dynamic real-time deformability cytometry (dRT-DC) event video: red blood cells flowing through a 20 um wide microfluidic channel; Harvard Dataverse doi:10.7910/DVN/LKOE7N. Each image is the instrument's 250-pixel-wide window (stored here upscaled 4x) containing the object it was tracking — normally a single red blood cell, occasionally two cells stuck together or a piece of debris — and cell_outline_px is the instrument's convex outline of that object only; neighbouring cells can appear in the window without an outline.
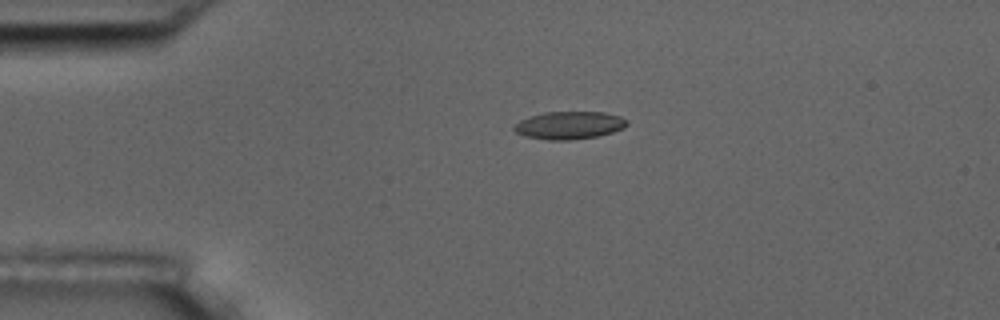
{"species": "common noctule bat (a hibernating species)", "species_latin": "Nyctalus noctula", "temperature_condition": "room temperature", "stored_images_in_passage": 43, "camera_frame_rate_fps": 3000, "um_per_image_px": 0.085, "animal": {"sex": "male", "body_mass_g": 17.5, "forearm_length_mm": 52.3}, "frame": {"image": 1, "passage_image": 1, "time_ms": 0.0, "image_size_px": [1000, 320], "cell_outline_px": [[628, 124], [624, 128], [600, 136], [568, 140], [548, 140], [524, 136], [516, 132], [512, 128], [520, 120], [544, 112], [604, 112], [620, 116], [628, 120]], "centroid_in_image_um": [48.41, 10.65], "position_along_channel_um": 36.6, "area_um2": 18.26}}
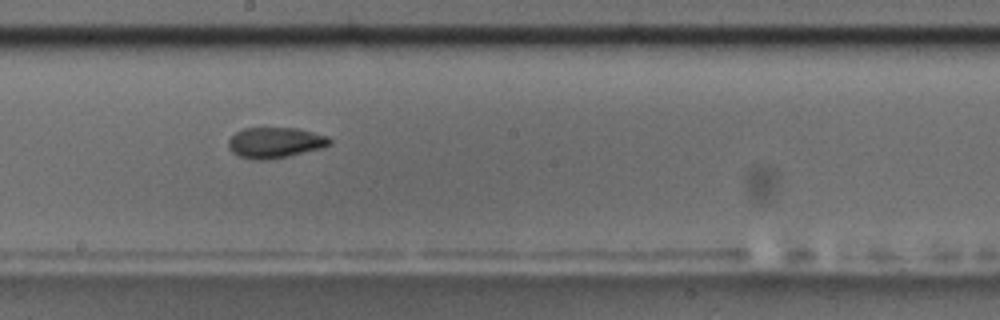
{"frame": {"image": 2, "passage_image": 19, "time_ms": 6.0, "image_size_px": [1000, 320], "cell_outline_px": [[332, 144], [324, 148], [288, 156], [268, 160], [252, 160], [240, 156], [232, 152], [228, 148], [228, 140], [236, 132], [244, 128], [296, 128], [328, 136], [332, 140]], "centroid_in_image_um": [23.4, 12.13], "position_along_channel_um": 224.8, "area_um2": 18.26}}
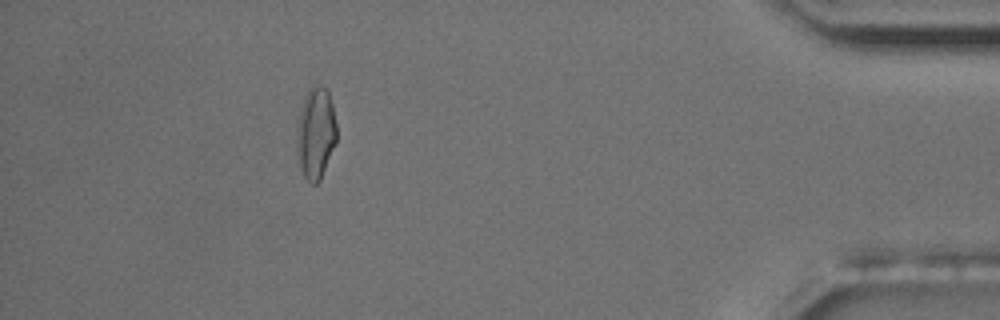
{"frame": {"image": 3, "passage_image": 38, "time_ms": 12.333, "image_size_px": [1000, 320], "cell_outline_px": [[336, 140], [320, 180], [316, 184], [312, 184], [304, 176], [300, 168], [296, 152], [296, 136], [300, 112], [304, 96], [308, 88], [328, 88], [332, 104], [336, 124]], "centroid_in_image_um": [26.82, 11.34], "position_along_channel_um": 408.4, "area_um2": 21.04}, "authors_computed_cell_mechanics": {"area_um2": 18.2648, "velocity_mm_per_s": 3.721, "shape_relaxation_time_tau1_ms": 10.4683, "shape_relaxation_time_tau2_ms": 3.5907, "deformation_change_tau1": 0.236, "deformation_change_tau2": 0.0859}}